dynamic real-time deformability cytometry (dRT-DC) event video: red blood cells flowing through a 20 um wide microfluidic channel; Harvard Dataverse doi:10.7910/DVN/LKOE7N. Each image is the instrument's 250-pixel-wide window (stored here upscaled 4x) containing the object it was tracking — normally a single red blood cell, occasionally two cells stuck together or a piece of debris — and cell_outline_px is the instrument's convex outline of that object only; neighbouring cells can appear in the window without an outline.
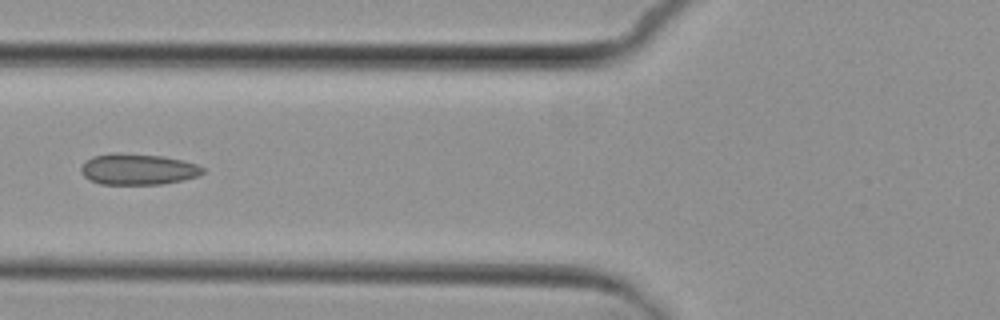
{"species": "common noctule bat (a hibernating species)", "species_latin": "Nyctalus noctula", "temperature_condition": "cold", "stored_images_in_passage": 6, "camera_frame_rate_fps": 3000, "um_per_image_px": 0.085, "animal": {"sex": "female", "body_mass_g": 29.2, "forearm_length_mm": 56.3}, "frame": {"image": 1, "passage_image": 6, "time_ms": 6.333, "image_size_px": [1000, 320], "cell_outline_px": [[204, 172], [200, 176], [160, 184], [100, 184], [84, 176], [80, 172], [80, 168], [92, 156], [112, 152], [116, 152], [164, 156], [196, 164], [204, 168]], "centroid_in_image_um": [11.72, 14.37], "position_along_channel_um": 114.1, "area_um2": 21.96}}